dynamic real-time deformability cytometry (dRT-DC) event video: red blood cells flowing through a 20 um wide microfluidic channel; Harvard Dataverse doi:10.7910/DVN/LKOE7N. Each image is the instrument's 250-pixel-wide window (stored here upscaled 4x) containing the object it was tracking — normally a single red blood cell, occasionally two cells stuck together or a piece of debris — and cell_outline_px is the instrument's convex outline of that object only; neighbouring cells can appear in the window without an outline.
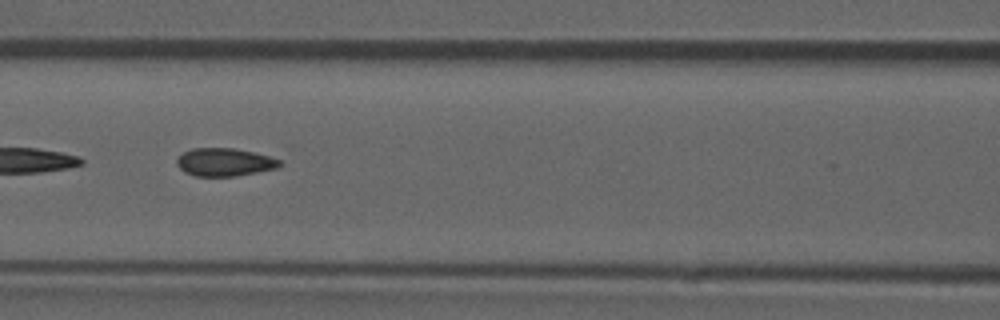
{"species": "common noctule bat (a hibernating species)", "species_latin": "Nyctalus noctula", "temperature_condition": "room temperature", "stored_images_in_passage": 41, "camera_frame_rate_fps": 3000, "um_per_image_px": 0.085, "animal": {"sex": "male", "forearm_length_mm": 52.5}, "frame": {"image": 1, "passage_image": 12, "time_ms": 3.667, "image_size_px": [1000, 320], "cell_outline_px": [[280, 164], [276, 168], [236, 176], [196, 176], [184, 172], [176, 164], [176, 160], [184, 152], [192, 148], [232, 148], [252, 152], [268, 156], [280, 160]], "centroid_in_image_um": [19.04, 13.78], "position_along_channel_um": 147.6, "area_um2": 16.53}}
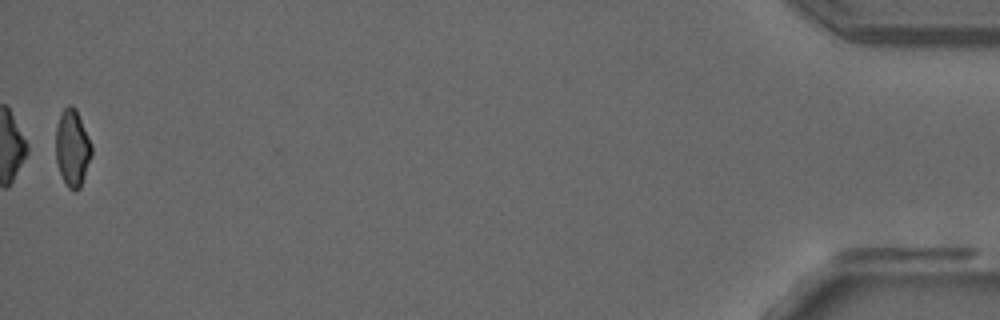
{"frame": {"image": 2, "passage_image": 41, "time_ms": 13.333, "image_size_px": [1000, 320], "cell_outline_px": [[92, 156], [80, 188], [76, 192], [68, 188], [60, 172], [56, 160], [56, 128], [60, 116], [64, 108], [68, 104], [72, 104], [76, 108], [92, 144]], "centroid_in_image_um": [6.17, 12.57], "position_along_channel_um": 429.0, "area_um2": 16.13}, "authors_computed_cell_mechanics": {"area_um2": 16.8776, "velocity_mm_per_s": 3.9171, "shape_relaxation_time_tau1_ms": null, "shape_relaxation_time_tau2_ms": 1.1137, "deformation_change_tau1": null, "deformation_change_tau2": 0.0483}}